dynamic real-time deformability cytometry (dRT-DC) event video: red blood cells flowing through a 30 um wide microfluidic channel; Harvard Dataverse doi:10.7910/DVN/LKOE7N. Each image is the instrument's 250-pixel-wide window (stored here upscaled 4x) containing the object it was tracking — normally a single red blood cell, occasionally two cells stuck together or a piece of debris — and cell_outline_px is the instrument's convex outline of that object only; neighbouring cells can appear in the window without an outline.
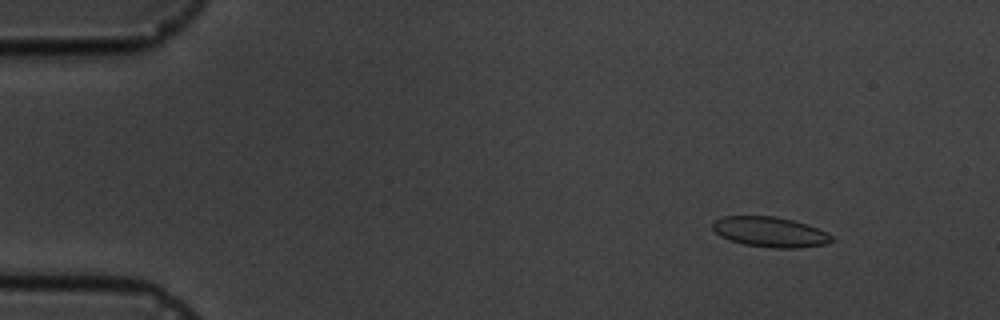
{"species": "common noctule bat (a hibernating species)", "species_latin": "Nyctalus noctula", "temperature_condition": "cold", "stored_images_in_passage": 4, "camera_frame_rate_fps": 3000, "um_per_image_px": 0.085, "animal": {"sex": "male", "body_mass_g": 19.5, "forearm_length_mm": 54.6}, "frame": {"image": 1, "passage_image": 1, "time_ms": 0.0, "image_size_px": [1000, 320], "cell_outline_px": [[836, 240], [828, 244], [796, 248], [772, 248], [744, 244], [720, 236], [712, 228], [712, 220], [724, 216], [776, 216], [792, 220], [816, 228], [832, 236]], "centroid_in_image_um": [65.44, 19.72], "position_along_channel_um": 19.6, "area_um2": 20.87}}
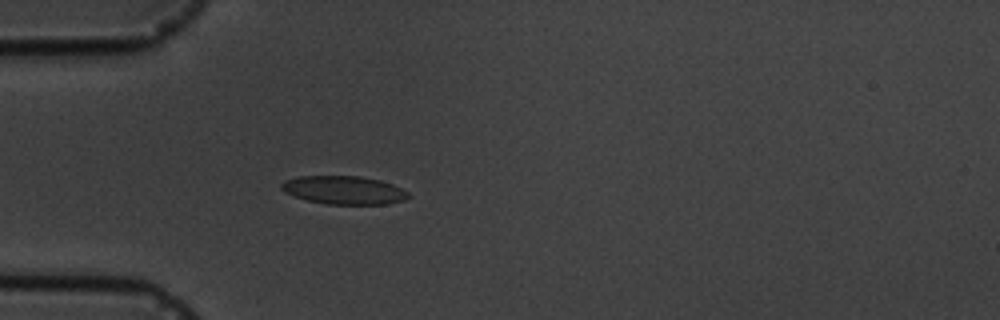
{"frame": {"image": 2, "passage_image": 4, "time_ms": 3.333, "image_size_px": [1000, 320], "cell_outline_px": [[412, 196], [404, 200], [388, 204], [324, 204], [308, 200], [284, 192], [280, 188], [280, 184], [284, 180], [296, 176], [360, 176], [380, 180], [392, 184], [408, 192]], "centroid_in_image_um": [29.23, 16.15], "position_along_channel_um": 55.8, "area_um2": 21.04}}